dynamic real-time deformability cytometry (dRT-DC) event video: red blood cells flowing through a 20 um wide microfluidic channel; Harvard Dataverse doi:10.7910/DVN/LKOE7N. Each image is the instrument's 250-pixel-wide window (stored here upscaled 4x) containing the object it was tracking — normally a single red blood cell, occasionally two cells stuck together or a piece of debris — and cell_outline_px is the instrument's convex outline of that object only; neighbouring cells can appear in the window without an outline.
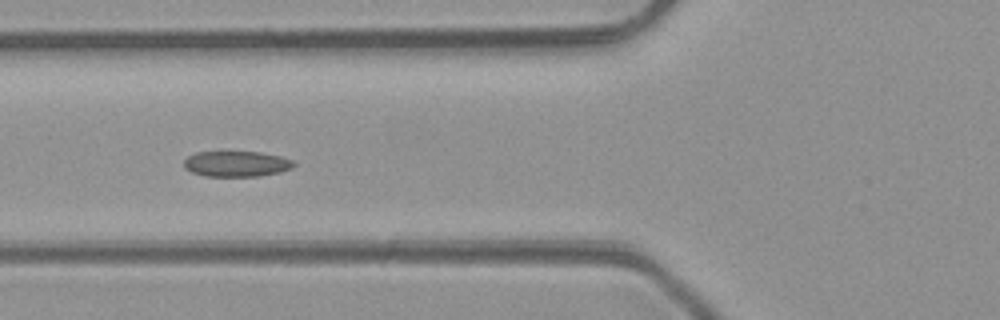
{"species": "common noctule bat (a hibernating species)", "species_latin": "Nyctalus noctula", "temperature_condition": "room temperature", "stored_images_in_passage": 5, "camera_frame_rate_fps": 3000, "um_per_image_px": 0.085, "animal": {"sex": "male", "body_mass_g": 23.1, "forearm_length_mm": 52.7}, "frame": {"image": 1, "passage_image": 5, "time_ms": 4.333, "image_size_px": [1000, 320], "cell_outline_px": [[296, 164], [292, 168], [280, 172], [260, 176], [204, 176], [192, 172], [184, 168], [184, 160], [188, 156], [196, 152], [260, 152], [280, 156], [292, 160]], "centroid_in_image_um": [20.1, 13.93], "position_along_channel_um": 105.7, "area_um2": 16.42}}